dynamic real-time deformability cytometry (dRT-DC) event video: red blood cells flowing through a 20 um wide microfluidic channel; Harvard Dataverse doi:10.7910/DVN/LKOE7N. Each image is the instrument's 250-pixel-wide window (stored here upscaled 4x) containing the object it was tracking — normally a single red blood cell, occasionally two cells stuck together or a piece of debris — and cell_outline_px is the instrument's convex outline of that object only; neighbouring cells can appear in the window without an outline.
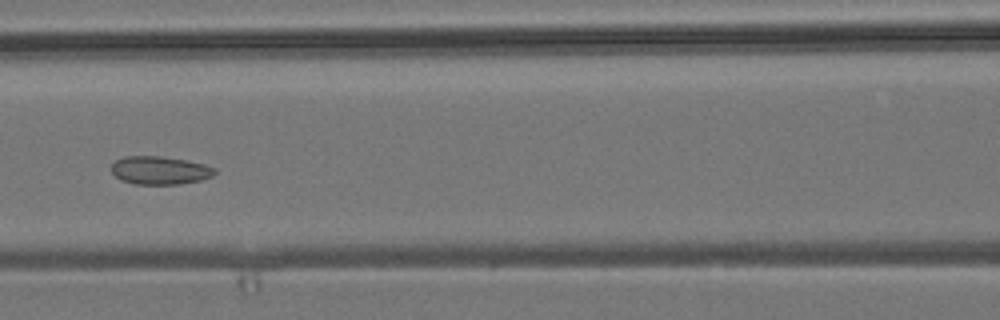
{"species": "common noctule bat (a hibernating species)", "species_latin": "Nyctalus noctula", "temperature_condition": "room temperature", "stored_images_in_passage": 7, "camera_frame_rate_fps": 3000, "um_per_image_px": 0.085, "animal": {"sex": "male", "body_mass_g": 19.2, "forearm_length_mm": 51.8}, "frame": {"image": 1, "passage_image": 7, "time_ms": 6.667, "image_size_px": [1000, 320], "cell_outline_px": [[216, 172], [212, 176], [200, 180], [176, 184], [136, 184], [120, 180], [112, 172], [112, 164], [116, 160], [124, 156], [160, 156], [184, 160], [204, 164], [216, 168]], "centroid_in_image_um": [13.57, 14.47], "position_along_channel_um": 153.0, "area_um2": 16.82}}